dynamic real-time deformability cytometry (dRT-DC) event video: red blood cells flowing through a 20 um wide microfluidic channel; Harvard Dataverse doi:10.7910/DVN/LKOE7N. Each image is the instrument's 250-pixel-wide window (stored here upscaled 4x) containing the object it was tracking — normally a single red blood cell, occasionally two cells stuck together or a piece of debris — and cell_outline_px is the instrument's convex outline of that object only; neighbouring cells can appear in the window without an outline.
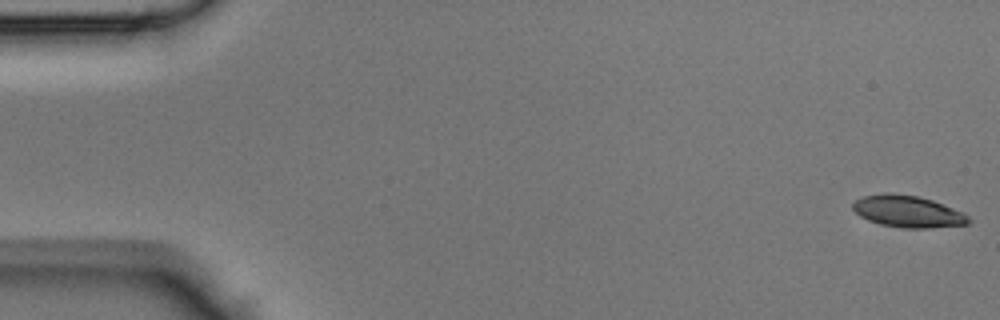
{"species": "Egyptian fruit bat (a non-hibernating species)", "species_latin": "Rousettus aegyptiacus", "temperature_condition": "room temperature", "stored_images_in_passage": 48, "camera_frame_rate_fps": 3000, "um_per_image_px": 0.085, "animal": {"sex": "male"}, "frame": {"image": 1, "passage_image": 1, "time_ms": 0.0, "image_size_px": [1000, 320], "cell_outline_px": [[972, 220], [968, 224], [932, 228], [900, 228], [880, 224], [868, 220], [860, 216], [852, 208], [852, 204], [860, 196], [884, 192], [892, 192], [916, 196], [932, 200], [964, 212]], "centroid_in_image_um": [77.15, 17.97], "position_along_channel_um": 7.8, "area_um2": 21.73}}
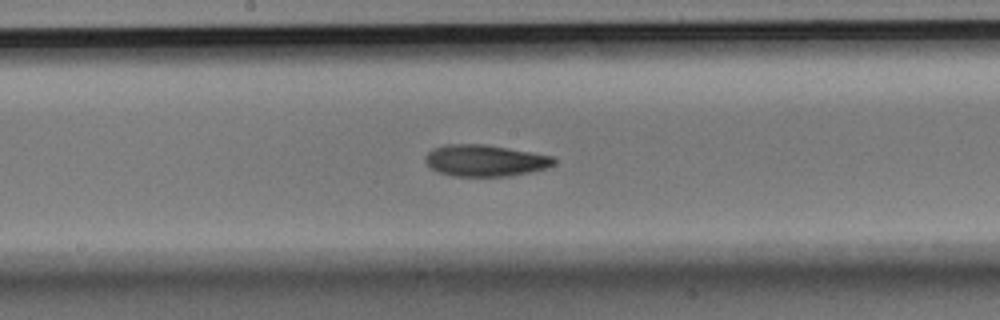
{"frame": {"image": 2, "passage_image": 25, "time_ms": 8.0, "image_size_px": [1000, 320], "cell_outline_px": [[556, 164], [548, 168], [508, 176], [456, 176], [440, 172], [432, 168], [424, 160], [424, 156], [432, 148], [444, 144], [484, 144], [532, 152], [552, 156], [556, 160]], "centroid_in_image_um": [41.24, 13.63], "position_along_channel_um": 207.0, "area_um2": 23.64}}
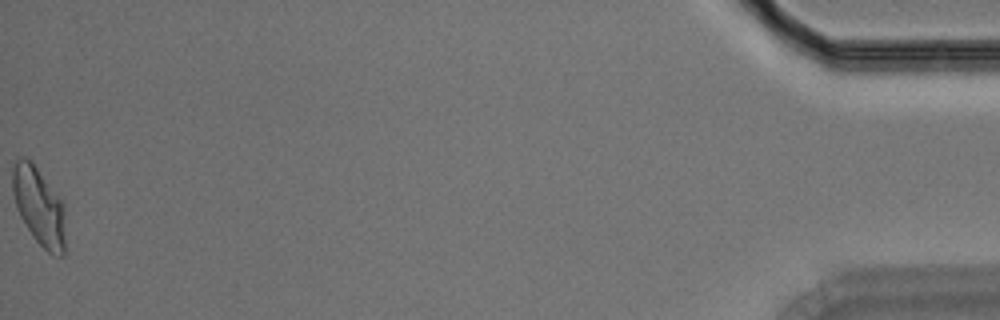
{"frame": {"image": 3, "passage_image": 48, "time_ms": 15.667, "image_size_px": [1000, 320], "cell_outline_px": [[64, 256], [52, 256], [32, 236], [20, 216], [16, 208], [12, 192], [12, 168], [16, 160], [20, 156], [24, 156], [32, 160], [64, 204]], "centroid_in_image_um": [3.29, 17.51], "position_along_channel_um": 431.9, "area_um2": 24.22}}